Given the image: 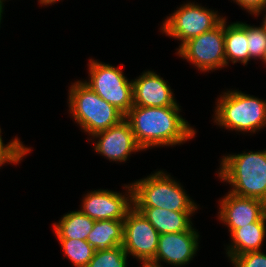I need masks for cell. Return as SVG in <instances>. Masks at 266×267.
<instances>
[{"mask_svg": "<svg viewBox=\"0 0 266 267\" xmlns=\"http://www.w3.org/2000/svg\"><path fill=\"white\" fill-rule=\"evenodd\" d=\"M179 106H132L125 115L136 142L143 149L172 146L194 137L196 131L179 115Z\"/></svg>", "mask_w": 266, "mask_h": 267, "instance_id": "1", "label": "cell"}, {"mask_svg": "<svg viewBox=\"0 0 266 267\" xmlns=\"http://www.w3.org/2000/svg\"><path fill=\"white\" fill-rule=\"evenodd\" d=\"M219 178L233 186L230 192L266 203V150L224 156Z\"/></svg>", "mask_w": 266, "mask_h": 267, "instance_id": "2", "label": "cell"}, {"mask_svg": "<svg viewBox=\"0 0 266 267\" xmlns=\"http://www.w3.org/2000/svg\"><path fill=\"white\" fill-rule=\"evenodd\" d=\"M68 100L75 122L91 136L107 130L125 118L121 111L98 96L82 81L72 84Z\"/></svg>", "mask_w": 266, "mask_h": 267, "instance_id": "3", "label": "cell"}, {"mask_svg": "<svg viewBox=\"0 0 266 267\" xmlns=\"http://www.w3.org/2000/svg\"><path fill=\"white\" fill-rule=\"evenodd\" d=\"M134 207H157L176 212H195L198 206L179 183L163 171L132 183Z\"/></svg>", "mask_w": 266, "mask_h": 267, "instance_id": "4", "label": "cell"}, {"mask_svg": "<svg viewBox=\"0 0 266 267\" xmlns=\"http://www.w3.org/2000/svg\"><path fill=\"white\" fill-rule=\"evenodd\" d=\"M217 100L214 121L217 125L240 132H257L266 126V101L244 94L227 91Z\"/></svg>", "mask_w": 266, "mask_h": 267, "instance_id": "5", "label": "cell"}, {"mask_svg": "<svg viewBox=\"0 0 266 267\" xmlns=\"http://www.w3.org/2000/svg\"><path fill=\"white\" fill-rule=\"evenodd\" d=\"M89 81L84 83L98 96L126 115L133 106V82L120 68L90 59Z\"/></svg>", "mask_w": 266, "mask_h": 267, "instance_id": "6", "label": "cell"}, {"mask_svg": "<svg viewBox=\"0 0 266 267\" xmlns=\"http://www.w3.org/2000/svg\"><path fill=\"white\" fill-rule=\"evenodd\" d=\"M167 17L161 31L182 41L179 48L189 39L197 37L217 27L223 20L214 10L195 3H187Z\"/></svg>", "mask_w": 266, "mask_h": 267, "instance_id": "7", "label": "cell"}, {"mask_svg": "<svg viewBox=\"0 0 266 267\" xmlns=\"http://www.w3.org/2000/svg\"><path fill=\"white\" fill-rule=\"evenodd\" d=\"M177 50L179 57L188 60L198 70L206 72L225 67L224 20L214 29L189 39Z\"/></svg>", "mask_w": 266, "mask_h": 267, "instance_id": "8", "label": "cell"}, {"mask_svg": "<svg viewBox=\"0 0 266 267\" xmlns=\"http://www.w3.org/2000/svg\"><path fill=\"white\" fill-rule=\"evenodd\" d=\"M160 234L150 222L133 207L124 219L122 246L127 254L142 264L151 263L157 252Z\"/></svg>", "mask_w": 266, "mask_h": 267, "instance_id": "9", "label": "cell"}, {"mask_svg": "<svg viewBox=\"0 0 266 267\" xmlns=\"http://www.w3.org/2000/svg\"><path fill=\"white\" fill-rule=\"evenodd\" d=\"M125 195L111 190H94L85 195L80 210L95 221L124 220L127 213L134 207L132 184L126 185Z\"/></svg>", "mask_w": 266, "mask_h": 267, "instance_id": "10", "label": "cell"}, {"mask_svg": "<svg viewBox=\"0 0 266 267\" xmlns=\"http://www.w3.org/2000/svg\"><path fill=\"white\" fill-rule=\"evenodd\" d=\"M198 238L193 227L189 231L160 235L156 256L150 264L158 267L161 261L176 267L188 264L198 250Z\"/></svg>", "mask_w": 266, "mask_h": 267, "instance_id": "11", "label": "cell"}, {"mask_svg": "<svg viewBox=\"0 0 266 267\" xmlns=\"http://www.w3.org/2000/svg\"><path fill=\"white\" fill-rule=\"evenodd\" d=\"M92 136L100 138L95 144V151L111 161H126L132 152L143 150L136 142L130 123L125 118Z\"/></svg>", "mask_w": 266, "mask_h": 267, "instance_id": "12", "label": "cell"}, {"mask_svg": "<svg viewBox=\"0 0 266 267\" xmlns=\"http://www.w3.org/2000/svg\"><path fill=\"white\" fill-rule=\"evenodd\" d=\"M219 218L229 227L230 234L237 228L261 221L266 216V203L260 199L240 197L229 192L220 200Z\"/></svg>", "mask_w": 266, "mask_h": 267, "instance_id": "13", "label": "cell"}, {"mask_svg": "<svg viewBox=\"0 0 266 267\" xmlns=\"http://www.w3.org/2000/svg\"><path fill=\"white\" fill-rule=\"evenodd\" d=\"M132 82L134 106H179L167 82L155 72L146 71Z\"/></svg>", "mask_w": 266, "mask_h": 267, "instance_id": "14", "label": "cell"}, {"mask_svg": "<svg viewBox=\"0 0 266 267\" xmlns=\"http://www.w3.org/2000/svg\"><path fill=\"white\" fill-rule=\"evenodd\" d=\"M160 235L179 233L192 228L190 216L194 212H176L157 207H135Z\"/></svg>", "mask_w": 266, "mask_h": 267, "instance_id": "15", "label": "cell"}, {"mask_svg": "<svg viewBox=\"0 0 266 267\" xmlns=\"http://www.w3.org/2000/svg\"><path fill=\"white\" fill-rule=\"evenodd\" d=\"M265 221L266 216L261 221L249 223L231 233L232 243L227 247V254L230 260L234 256L246 252L261 250L260 248L266 235Z\"/></svg>", "mask_w": 266, "mask_h": 267, "instance_id": "16", "label": "cell"}, {"mask_svg": "<svg viewBox=\"0 0 266 267\" xmlns=\"http://www.w3.org/2000/svg\"><path fill=\"white\" fill-rule=\"evenodd\" d=\"M124 220H99L87 236V242L95 251L117 247L123 243Z\"/></svg>", "mask_w": 266, "mask_h": 267, "instance_id": "17", "label": "cell"}, {"mask_svg": "<svg viewBox=\"0 0 266 267\" xmlns=\"http://www.w3.org/2000/svg\"><path fill=\"white\" fill-rule=\"evenodd\" d=\"M224 19V49L226 57V66L228 61L234 64L241 62L247 64L249 61V51L247 48V31L238 23H232L226 26Z\"/></svg>", "mask_w": 266, "mask_h": 267, "instance_id": "18", "label": "cell"}, {"mask_svg": "<svg viewBox=\"0 0 266 267\" xmlns=\"http://www.w3.org/2000/svg\"><path fill=\"white\" fill-rule=\"evenodd\" d=\"M95 220L80 210L65 214L59 222L53 223L57 238L87 240Z\"/></svg>", "mask_w": 266, "mask_h": 267, "instance_id": "19", "label": "cell"}, {"mask_svg": "<svg viewBox=\"0 0 266 267\" xmlns=\"http://www.w3.org/2000/svg\"><path fill=\"white\" fill-rule=\"evenodd\" d=\"M66 257L75 267H86L93 258L95 249L87 240L58 238Z\"/></svg>", "mask_w": 266, "mask_h": 267, "instance_id": "20", "label": "cell"}, {"mask_svg": "<svg viewBox=\"0 0 266 267\" xmlns=\"http://www.w3.org/2000/svg\"><path fill=\"white\" fill-rule=\"evenodd\" d=\"M128 254L122 245L103 251H95L86 267H127Z\"/></svg>", "mask_w": 266, "mask_h": 267, "instance_id": "21", "label": "cell"}, {"mask_svg": "<svg viewBox=\"0 0 266 267\" xmlns=\"http://www.w3.org/2000/svg\"><path fill=\"white\" fill-rule=\"evenodd\" d=\"M247 31V48L249 51V61L251 58L266 60V29L253 27L243 22H238ZM257 57V58H256Z\"/></svg>", "mask_w": 266, "mask_h": 267, "instance_id": "22", "label": "cell"}, {"mask_svg": "<svg viewBox=\"0 0 266 267\" xmlns=\"http://www.w3.org/2000/svg\"><path fill=\"white\" fill-rule=\"evenodd\" d=\"M234 267H266V254L259 251L246 252L231 259Z\"/></svg>", "mask_w": 266, "mask_h": 267, "instance_id": "23", "label": "cell"}, {"mask_svg": "<svg viewBox=\"0 0 266 267\" xmlns=\"http://www.w3.org/2000/svg\"><path fill=\"white\" fill-rule=\"evenodd\" d=\"M31 149L24 147L21 141L18 138L13 139L7 145H4L1 137L0 129V152H30Z\"/></svg>", "mask_w": 266, "mask_h": 267, "instance_id": "24", "label": "cell"}, {"mask_svg": "<svg viewBox=\"0 0 266 267\" xmlns=\"http://www.w3.org/2000/svg\"><path fill=\"white\" fill-rule=\"evenodd\" d=\"M250 14H256L265 4L266 0H233Z\"/></svg>", "mask_w": 266, "mask_h": 267, "instance_id": "25", "label": "cell"}, {"mask_svg": "<svg viewBox=\"0 0 266 267\" xmlns=\"http://www.w3.org/2000/svg\"><path fill=\"white\" fill-rule=\"evenodd\" d=\"M28 152H0V167L5 163H18Z\"/></svg>", "mask_w": 266, "mask_h": 267, "instance_id": "26", "label": "cell"}, {"mask_svg": "<svg viewBox=\"0 0 266 267\" xmlns=\"http://www.w3.org/2000/svg\"><path fill=\"white\" fill-rule=\"evenodd\" d=\"M263 10L266 12V4L255 14L256 16L260 14ZM266 29V14L265 18H263V24H261Z\"/></svg>", "mask_w": 266, "mask_h": 267, "instance_id": "27", "label": "cell"}, {"mask_svg": "<svg viewBox=\"0 0 266 267\" xmlns=\"http://www.w3.org/2000/svg\"><path fill=\"white\" fill-rule=\"evenodd\" d=\"M40 2L41 5H48V4H53L58 2L59 0H38Z\"/></svg>", "mask_w": 266, "mask_h": 267, "instance_id": "28", "label": "cell"}, {"mask_svg": "<svg viewBox=\"0 0 266 267\" xmlns=\"http://www.w3.org/2000/svg\"><path fill=\"white\" fill-rule=\"evenodd\" d=\"M2 14H3V0H0V23H1V19H2Z\"/></svg>", "mask_w": 266, "mask_h": 267, "instance_id": "29", "label": "cell"}, {"mask_svg": "<svg viewBox=\"0 0 266 267\" xmlns=\"http://www.w3.org/2000/svg\"><path fill=\"white\" fill-rule=\"evenodd\" d=\"M142 267H158V266L149 263V264H142Z\"/></svg>", "mask_w": 266, "mask_h": 267, "instance_id": "30", "label": "cell"}]
</instances>
